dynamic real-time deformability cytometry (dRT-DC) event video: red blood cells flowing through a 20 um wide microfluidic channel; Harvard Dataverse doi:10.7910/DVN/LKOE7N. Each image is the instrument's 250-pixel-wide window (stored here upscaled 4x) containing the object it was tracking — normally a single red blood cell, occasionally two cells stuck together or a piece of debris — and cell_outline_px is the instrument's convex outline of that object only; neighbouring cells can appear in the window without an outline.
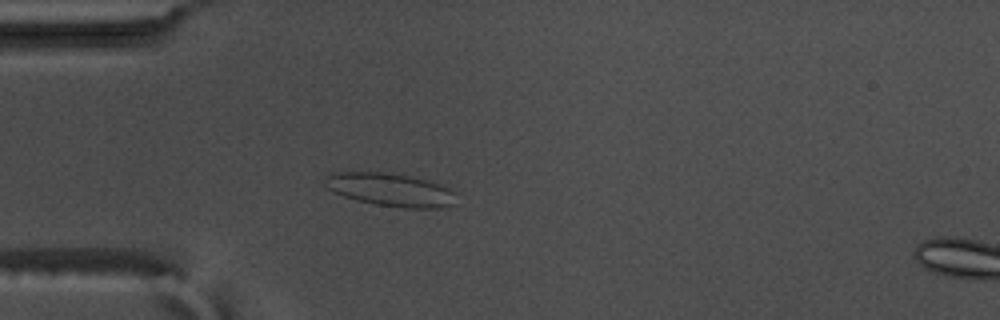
{"species": "common noctule bat (a hibernating species)", "species_latin": "Nyctalus noctula", "temperature_condition": "warm", "stored_images_in_passage": 56, "camera_frame_rate_fps": 3000, "um_per_image_px": 0.085, "animal": {"sex": "male", "body_mass_g": 17.5, "forearm_length_mm": 52.3}, "frame": {"image": 1, "passage_image": 16, "time_ms": 5.0, "image_size_px": [1000, 320], "cell_outline_px": [[452, 204], [448, 208], [404, 208], [376, 204], [356, 200], [344, 196], [328, 188], [324, 184], [324, 176], [332, 172], [392, 172], [428, 180], [440, 184], [448, 188], [452, 192]], "centroid_in_image_um": [33.14, 16.11], "position_along_channel_um": 51.9, "area_um2": 25.26}}
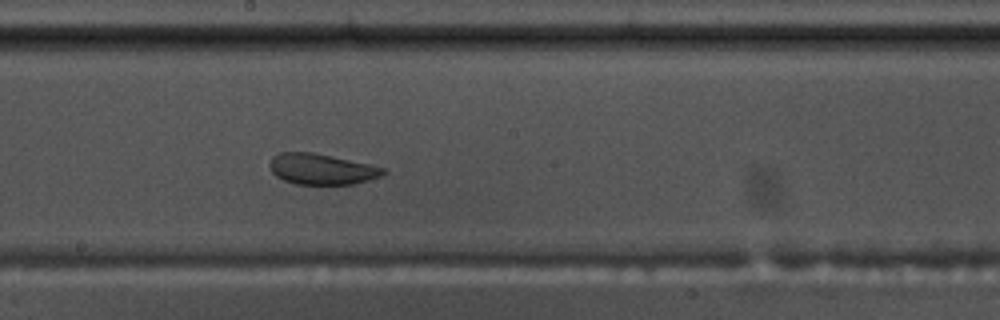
{"frame": {"image": 2, "passage_image": 31, "time_ms": 10.0, "image_size_px": [1000, 320], "cell_outline_px": [[388, 172], [380, 176], [356, 184], [296, 184], [284, 180], [276, 176], [272, 172], [268, 164], [272, 156], [280, 152], [312, 152], [372, 164], [384, 168]], "centroid_in_image_um": [27.34, 14.37], "position_along_channel_um": 220.9, "area_um2": 20.52}}
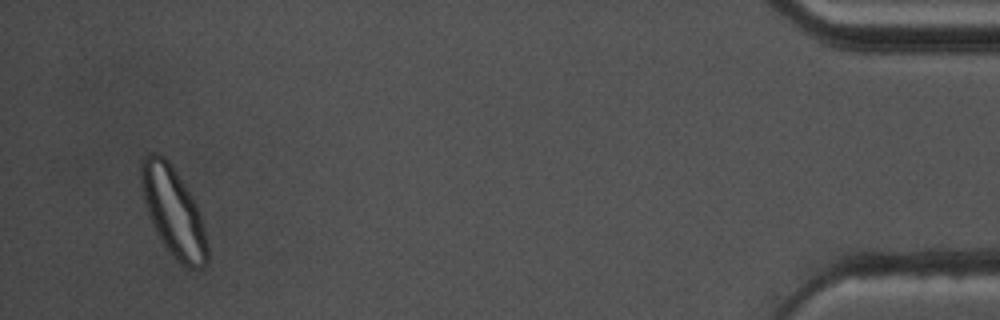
{"frame": {"image": 3, "passage_image": 54, "time_ms": 17.667, "image_size_px": [1000, 320], "cell_outline_px": [[208, 260], [200, 268], [188, 268], [180, 264], [168, 252], [156, 232], [148, 212], [144, 200], [140, 184], [140, 160], [148, 152], [156, 152], [164, 156], [168, 160], [192, 196], [200, 212], [208, 244]], "centroid_in_image_um": [14.72, 17.98], "position_along_channel_um": 420.5, "area_um2": 34.45}}